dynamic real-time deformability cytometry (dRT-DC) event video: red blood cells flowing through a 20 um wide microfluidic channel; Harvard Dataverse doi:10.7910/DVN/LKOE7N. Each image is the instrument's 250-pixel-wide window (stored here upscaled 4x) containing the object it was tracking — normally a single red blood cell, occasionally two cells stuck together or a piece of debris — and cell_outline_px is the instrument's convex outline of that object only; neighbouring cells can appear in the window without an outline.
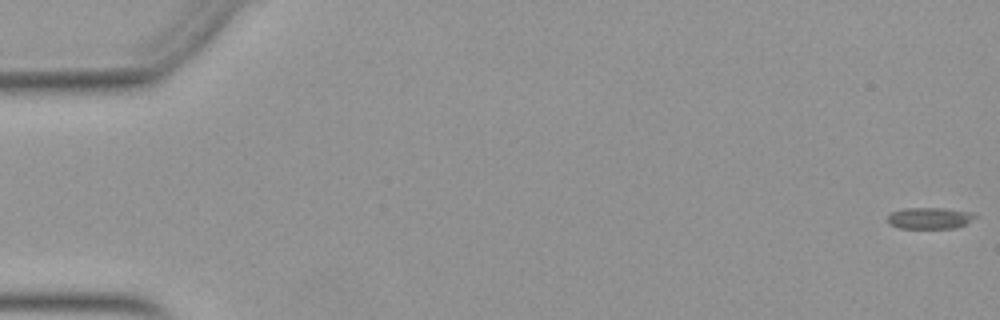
{"species": "Egyptian fruit bat (a non-hibernating species)", "species_latin": "Rousettus aegyptiacus", "temperature_condition": "warm", "stored_images_in_passage": 18, "camera_frame_rate_fps": 3000, "um_per_image_px": 0.085, "animal": {"sex": "female"}, "frame": {"image": 1, "passage_image": 1, "time_ms": 0.0, "image_size_px": [1000, 320], "cell_outline_px": [[980, 216], [956, 228], [900, 228], [888, 224], [888, 216], [892, 212], [904, 208], [944, 208], [972, 212]], "centroid_in_image_um": [79.05, 18.54], "position_along_channel_um": 6.0, "area_um2": 10.98}}
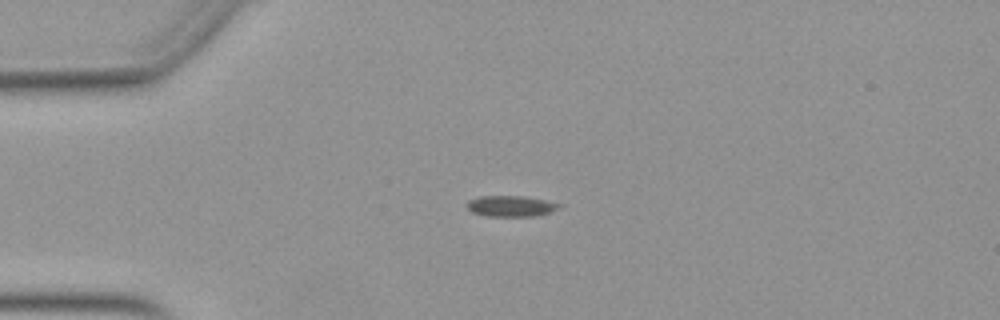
{"frame": {"image": 2, "passage_image": 14, "time_ms": 4.333, "image_size_px": [1000, 320], "cell_outline_px": [[564, 204], [548, 212], [536, 216], [488, 216], [472, 212], [464, 204], [468, 200], [480, 196], [524, 196]], "centroid_in_image_um": [43.37, 17.51], "position_along_channel_um": 41.6, "area_um2": 11.16}}